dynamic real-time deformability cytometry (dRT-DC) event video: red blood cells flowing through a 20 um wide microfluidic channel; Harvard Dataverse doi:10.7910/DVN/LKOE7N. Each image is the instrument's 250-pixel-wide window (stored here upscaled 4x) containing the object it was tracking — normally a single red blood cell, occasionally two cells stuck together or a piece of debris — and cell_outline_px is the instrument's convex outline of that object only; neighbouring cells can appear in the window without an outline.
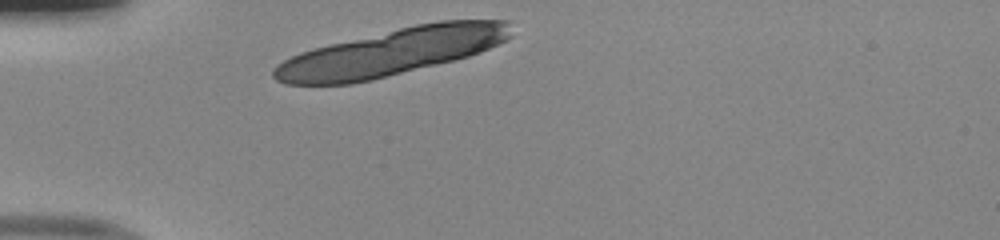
{"species": "human", "species_latin": "Homo sapiens", "temperature_condition": "room temperature", "stored_images_in_passage": 6, "camera_frame_rate_fps": 3000, "um_per_image_px": 0.085, "donor": {"sex": "male"}, "frame": {"image": 1, "passage_image": 1, "time_ms": 0.0, "image_size_px": [1000, 240], "cell_outline_px": [[512, 36], [480, 52], [468, 56], [372, 80], [352, 84], [284, 84], [276, 80], [272, 76], [272, 68], [276, 64], [300, 52], [332, 44], [416, 24], [440, 20], [508, 20]], "centroid_in_image_um": [33.26, 4.44], "position_along_channel_um": 51.7, "area_um2": 63.98}}